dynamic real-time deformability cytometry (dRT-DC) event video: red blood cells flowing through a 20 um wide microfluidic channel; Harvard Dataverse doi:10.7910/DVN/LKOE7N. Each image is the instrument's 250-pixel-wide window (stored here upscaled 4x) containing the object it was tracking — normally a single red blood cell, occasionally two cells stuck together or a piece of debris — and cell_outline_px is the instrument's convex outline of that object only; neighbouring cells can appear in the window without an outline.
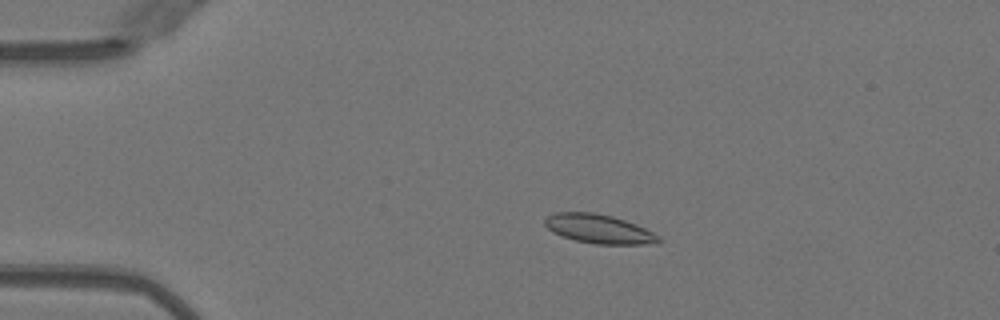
{"species": "Egyptian fruit bat (a non-hibernating species)", "species_latin": "Rousettus aegyptiacus", "temperature_condition": "warm", "stored_images_in_passage": 47, "camera_frame_rate_fps": 3000, "um_per_image_px": 0.085, "animal": {"sex": "female"}, "frame": {"image": 1, "passage_image": 7, "time_ms": 2.0, "image_size_px": [1000, 320], "cell_outline_px": [[664, 240], [656, 244], [596, 244], [576, 240], [560, 236], [552, 232], [544, 224], [544, 220], [548, 216], [556, 212], [592, 212], [612, 216], [636, 224], [660, 236]], "centroid_in_image_um": [50.92, 19.46], "position_along_channel_um": 34.1, "area_um2": 19.31}}
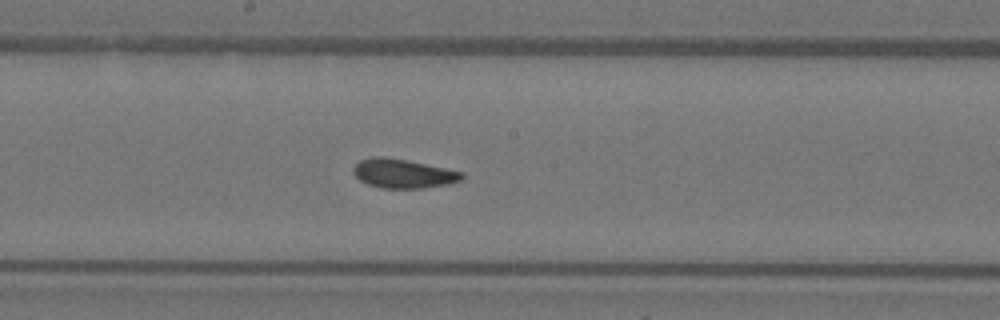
{"frame": {"image": 2, "passage_image": 24, "time_ms": 7.667, "image_size_px": [1000, 320], "cell_outline_px": [[464, 176], [460, 180], [448, 184], [424, 188], [380, 188], [368, 184], [360, 180], [352, 172], [352, 168], [360, 160], [372, 156], [380, 156], [404, 160], [464, 172]], "centroid_in_image_um": [34.23, 14.76], "position_along_channel_um": 214.0, "area_um2": 18.21}}
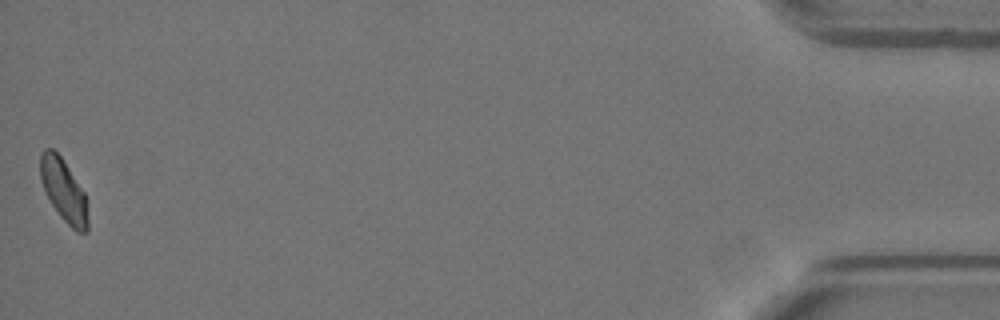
{"frame": {"image": 3, "passage_image": 47, "time_ms": 15.333, "image_size_px": [1000, 320], "cell_outline_px": [[88, 232], [76, 232], [60, 216], [52, 204], [40, 180], [40, 152], [44, 148], [52, 148], [60, 156], [84, 192], [88, 220]], "centroid_in_image_um": [5.4, 16.18], "position_along_channel_um": 429.8, "area_um2": 16.99}, "authors_computed_cell_mechanics": {"area_um2": 18.3226, "velocity_mm_per_s": 4.0182, "shape_relaxation_time_tau1_ms": 6.1039, "shape_relaxation_time_tau2_ms": 1.0338, "deformation_change_tau1": 0.1548, "deformation_change_tau2": 0.0529}}